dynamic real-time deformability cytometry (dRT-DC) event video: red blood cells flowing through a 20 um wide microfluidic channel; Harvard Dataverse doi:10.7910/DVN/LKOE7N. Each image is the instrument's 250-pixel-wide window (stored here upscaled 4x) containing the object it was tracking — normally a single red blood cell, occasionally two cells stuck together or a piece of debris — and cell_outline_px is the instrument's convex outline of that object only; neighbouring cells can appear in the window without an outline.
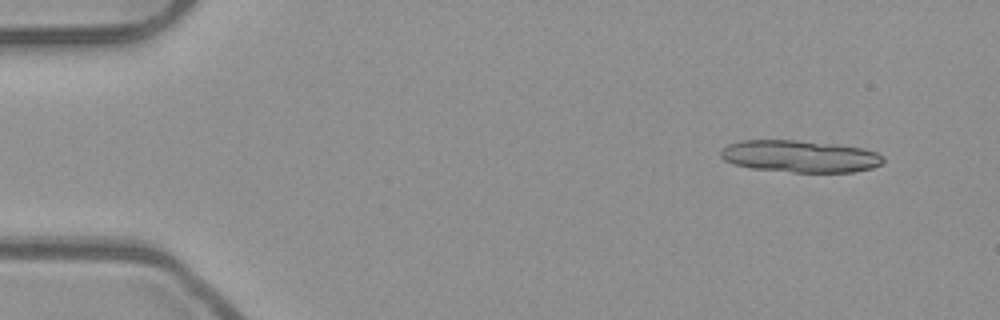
{"species": "common noctule bat (a hibernating species)", "species_latin": "Nyctalus noctula", "temperature_condition": "room temperature", "stored_images_in_passage": 14, "camera_frame_rate_fps": 3000, "um_per_image_px": 0.085, "animal": {"sex": "male", "body_mass_g": 23.1, "forearm_length_mm": 52.7}, "frame": {"image": 1, "passage_image": 3, "time_ms": 0.667, "image_size_px": [1000, 320], "cell_outline_px": [[884, 160], [880, 164], [872, 168], [852, 172], [792, 172], [752, 168], [732, 164], [724, 160], [720, 156], [720, 148], [728, 144], [740, 140], [796, 140], [836, 144], [864, 148], [876, 152], [884, 156]], "centroid_in_image_um": [67.97, 13.28], "position_along_channel_um": 17.0, "area_um2": 30.58}}